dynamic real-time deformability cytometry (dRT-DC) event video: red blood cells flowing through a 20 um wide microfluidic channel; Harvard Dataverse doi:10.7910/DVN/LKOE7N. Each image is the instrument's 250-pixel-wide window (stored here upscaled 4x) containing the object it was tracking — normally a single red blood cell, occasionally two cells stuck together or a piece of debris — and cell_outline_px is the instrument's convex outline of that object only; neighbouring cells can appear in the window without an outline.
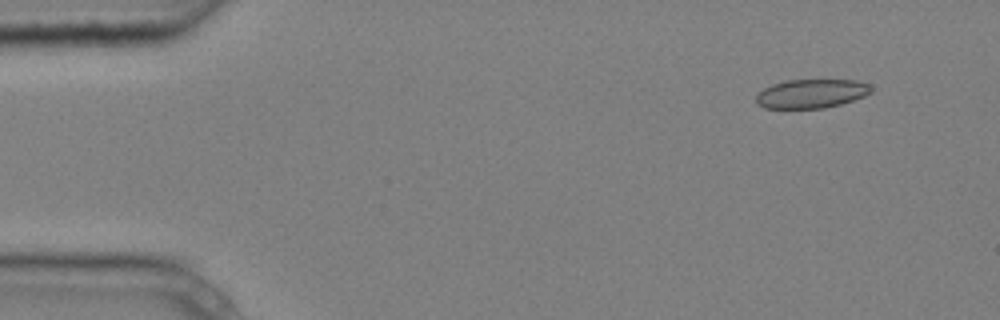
{"species": "common noctule bat (a hibernating species)", "species_latin": "Nyctalus noctula", "temperature_condition": "cold", "stored_images_in_passage": 5, "camera_frame_rate_fps": 3000, "um_per_image_px": 0.085, "animal": {"sex": "male", "body_mass_g": 20.4}, "frame": {"image": 1, "passage_image": 2, "time_ms": 0.333, "image_size_px": [1000, 320], "cell_outline_px": [[872, 92], [864, 96], [840, 104], [824, 108], [764, 108], [756, 104], [756, 96], [764, 88], [772, 84], [784, 80], [856, 80], [868, 84], [872, 88]], "centroid_in_image_um": [68.95, 7.95], "position_along_channel_um": 16.1, "area_um2": 19.36}}
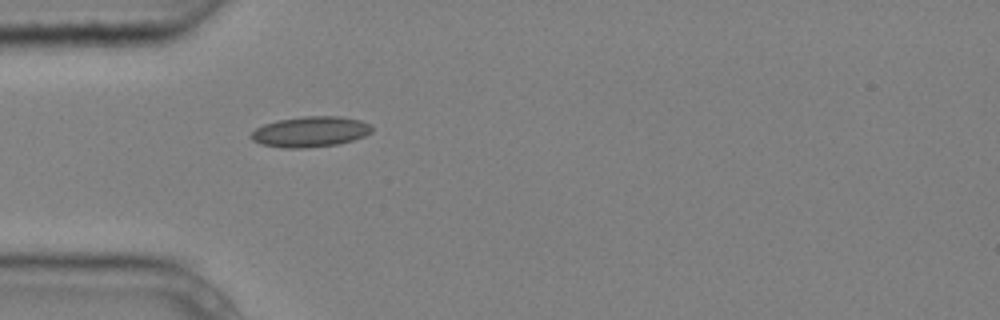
{"frame": {"image": 2, "passage_image": 5, "time_ms": 1.333, "image_size_px": [1000, 320], "cell_outline_px": [[372, 132], [364, 136], [352, 140], [336, 144], [304, 148], [284, 148], [260, 144], [252, 140], [252, 132], [256, 128], [264, 124], [276, 120], [304, 116], [340, 116], [360, 120], [372, 124]], "centroid_in_image_um": [26.39, 11.19], "position_along_channel_um": 58.6, "area_um2": 21.5}}